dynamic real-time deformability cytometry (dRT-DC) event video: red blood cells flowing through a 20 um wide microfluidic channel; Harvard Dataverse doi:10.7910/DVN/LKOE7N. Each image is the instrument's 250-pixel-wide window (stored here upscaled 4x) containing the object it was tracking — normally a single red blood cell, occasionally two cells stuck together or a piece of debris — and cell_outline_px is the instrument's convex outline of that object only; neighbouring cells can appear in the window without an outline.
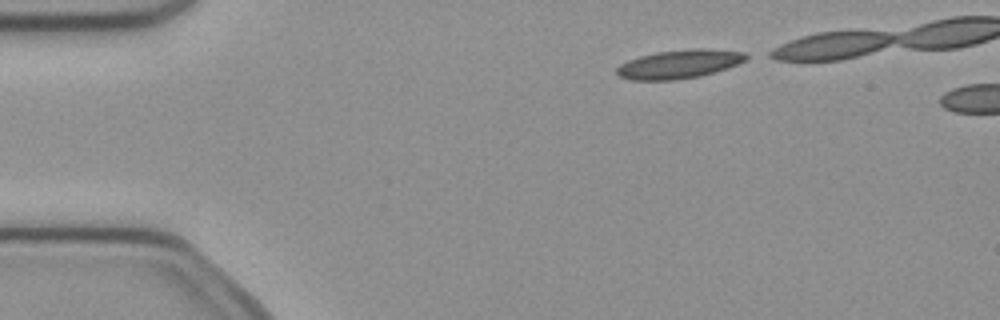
{"species": "common noctule bat (a hibernating species)", "species_latin": "Nyctalus noctula", "temperature_condition": "cold", "stored_images_in_passage": 2, "camera_frame_rate_fps": 3000, "um_per_image_px": 0.085, "animal": {"sex": "female", "body_mass_g": 21.9}, "frame": {"image": 1, "passage_image": 1, "time_ms": 0.0, "image_size_px": [1000, 320], "cell_outline_px": [[752, 56], [728, 68], [700, 76], [676, 80], [632, 80], [620, 76], [616, 72], [616, 68], [620, 64], [628, 60], [640, 56], [656, 52], [692, 48], [704, 48], [744, 52]], "centroid_in_image_um": [57.74, 5.44], "position_along_channel_um": 27.3, "area_um2": 21.68}}